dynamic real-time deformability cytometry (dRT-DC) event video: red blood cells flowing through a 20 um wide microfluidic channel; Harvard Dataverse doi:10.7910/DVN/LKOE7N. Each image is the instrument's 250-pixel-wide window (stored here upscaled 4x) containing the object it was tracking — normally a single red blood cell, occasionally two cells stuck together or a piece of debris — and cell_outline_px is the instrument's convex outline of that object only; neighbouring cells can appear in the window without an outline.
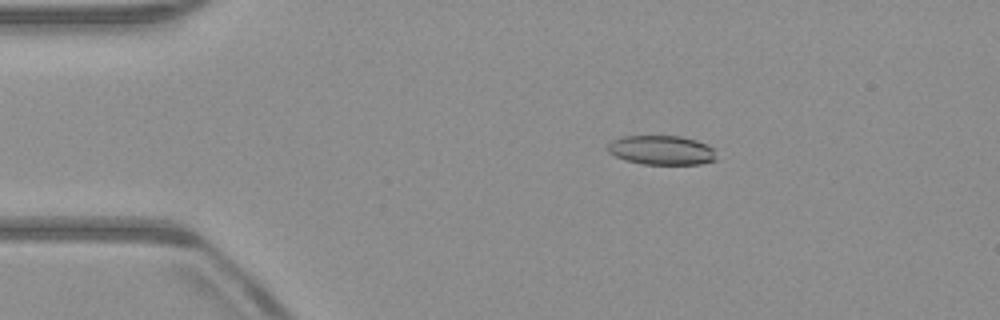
{"species": "common noctule bat (a hibernating species)", "species_latin": "Nyctalus noctula", "temperature_condition": "warm", "stored_images_in_passage": 52, "camera_frame_rate_fps": 3000, "um_per_image_px": 0.085, "animal": {"sex": "male", "body_mass_g": 23.1, "forearm_length_mm": 52.7}, "frame": {"image": 1, "passage_image": 9, "time_ms": 2.667, "image_size_px": [1000, 320], "cell_outline_px": [[716, 160], [700, 164], [644, 164], [624, 160], [608, 152], [608, 144], [612, 140], [620, 136], [680, 136], [696, 140], [708, 144], [712, 148]], "centroid_in_image_um": [56.21, 12.76], "position_along_channel_um": 28.8, "area_um2": 18.55}}
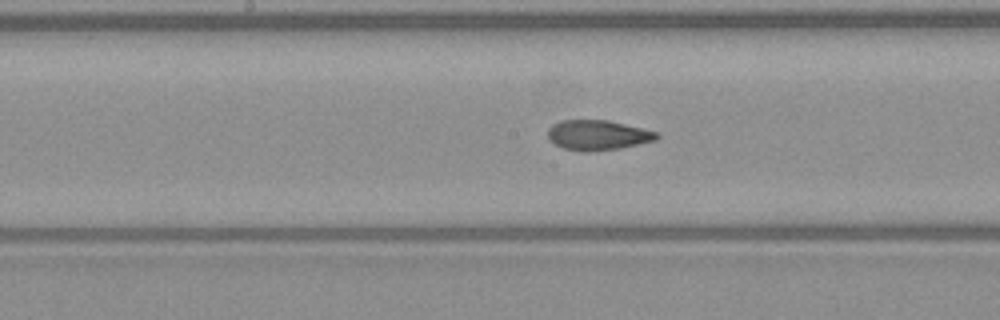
{"frame": {"image": 2, "passage_image": 26, "time_ms": 8.333, "image_size_px": [1000, 320], "cell_outline_px": [[660, 136], [656, 140], [620, 148], [584, 152], [564, 148], [548, 140], [548, 128], [552, 124], [560, 120], [608, 120], [644, 128], [660, 132]], "centroid_in_image_um": [50.83, 11.47], "position_along_channel_um": 197.4, "area_um2": 19.19}}
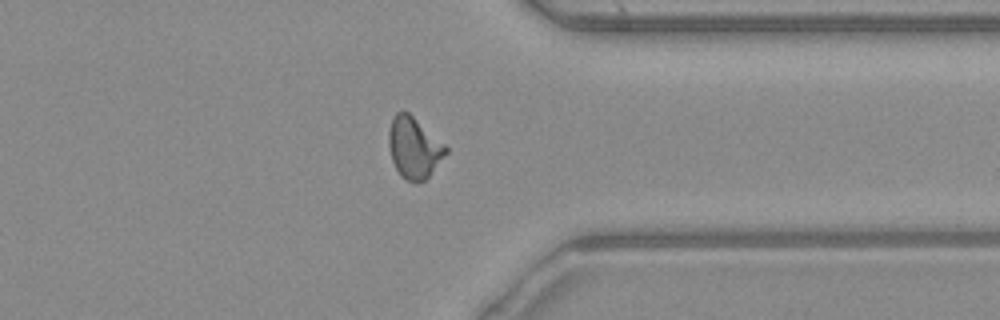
{"frame": {"image": 3, "passage_image": 40, "time_ms": 13.0, "image_size_px": [1000, 320], "cell_outline_px": [[448, 152], [428, 176], [424, 180], [416, 184], [400, 176], [392, 160], [388, 144], [388, 132], [392, 116], [396, 112], [408, 112], [444, 144], [448, 148]], "centroid_in_image_um": [35.16, 12.56], "position_along_channel_um": 376.2, "area_um2": 20.17}, "authors_computed_cell_mechanics": {"area_um2": 19.4786, "velocity_mm_per_s": 3.9645, "shape_relaxation_time_tau1_ms": null, "shape_relaxation_time_tau2_ms": 1.9414, "deformation_change_tau1": null, "deformation_change_tau2": 0.0759}}